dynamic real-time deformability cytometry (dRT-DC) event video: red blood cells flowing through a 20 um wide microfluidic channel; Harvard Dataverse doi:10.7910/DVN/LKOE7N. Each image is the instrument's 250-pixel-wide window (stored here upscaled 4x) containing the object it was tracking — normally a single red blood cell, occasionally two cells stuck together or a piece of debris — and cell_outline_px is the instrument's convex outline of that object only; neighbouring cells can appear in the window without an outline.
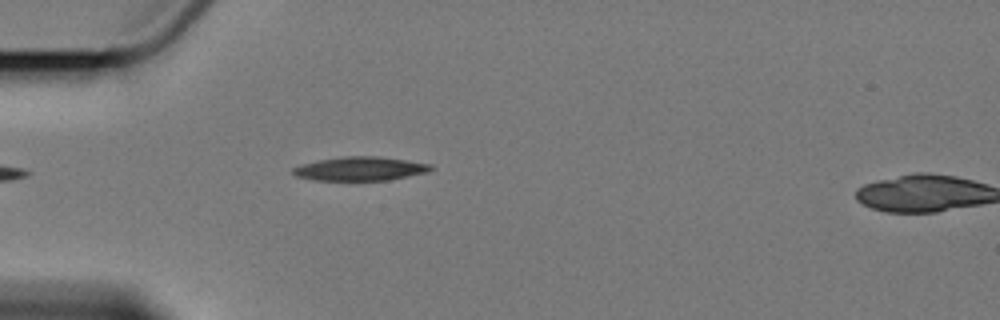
{"species": "Egyptian fruit bat (a non-hibernating species)", "species_latin": "Rousettus aegyptiacus", "temperature_condition": "cold", "stored_images_in_passage": 3, "segment_of_instrument_passage": [1, 2], "camera_frame_rate_fps": 3000, "um_per_image_px": 0.085, "animal": {"sex": "female"}, "frame": {"image": 1, "passage_image": 2, "time_ms": 1.333, "image_size_px": [1000, 320], "cell_outline_px": [[432, 168], [424, 172], [408, 176], [388, 180], [316, 180], [296, 176], [292, 172], [292, 168], [300, 164], [316, 160], [344, 156], [376, 156], [432, 164]], "centroid_in_image_um": [30.54, 14.33], "position_along_channel_um": 54.5, "area_um2": 18.96}}